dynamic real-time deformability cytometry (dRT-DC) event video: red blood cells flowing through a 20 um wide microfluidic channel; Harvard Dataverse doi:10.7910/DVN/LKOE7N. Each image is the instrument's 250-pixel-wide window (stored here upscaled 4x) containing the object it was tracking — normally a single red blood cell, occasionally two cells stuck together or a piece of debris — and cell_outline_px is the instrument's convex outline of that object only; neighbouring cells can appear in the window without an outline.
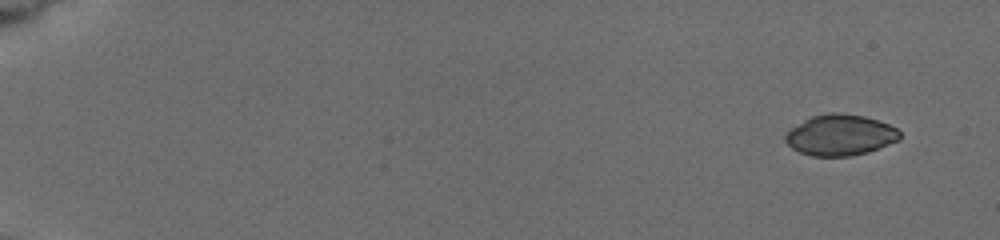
{"species": "common noctule bat (a hibernating species)", "species_latin": "Nyctalus noctula", "temperature_condition": "cold", "stored_images_in_passage": 9, "camera_frame_rate_fps": 3000, "um_per_image_px": 0.085, "animal": {"sex": "female", "body_mass_g": 19.5, "forearm_length_mm": 54.1}, "frame": {"image": 1, "passage_image": 1, "time_ms": 0.0, "image_size_px": [1000, 240], "cell_outline_px": [[900, 140], [868, 152], [852, 156], [812, 156], [800, 152], [792, 148], [784, 140], [784, 136], [792, 128], [804, 120], [812, 116], [828, 112], [836, 112], [864, 116], [888, 124], [896, 128], [900, 132]], "centroid_in_image_um": [71.42, 11.48], "position_along_channel_um": 13.6, "area_um2": 27.22}}
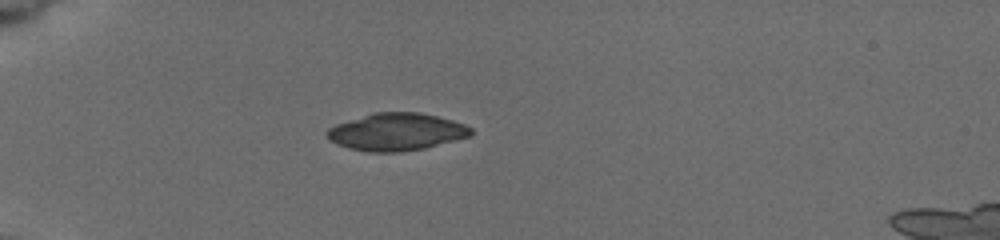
{"frame": {"image": 2, "passage_image": 6, "time_ms": 4.667, "image_size_px": [1000, 240], "cell_outline_px": [[472, 136], [424, 148], [400, 152], [368, 152], [348, 148], [336, 144], [328, 140], [324, 136], [324, 132], [328, 128], [336, 124], [376, 112], [420, 112], [452, 120], [464, 124], [472, 128]], "centroid_in_image_um": [33.67, 11.22], "position_along_channel_um": 51.3, "area_um2": 31.5}}
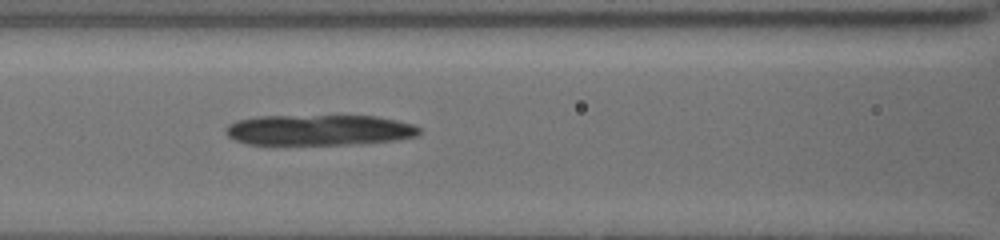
{"frame": {"image": 3, "passage_image": 9, "time_ms": 7.667, "image_size_px": [1000, 240], "cell_outline_px": [[420, 132], [416, 136], [400, 140], [356, 144], [248, 144], [236, 140], [228, 136], [224, 132], [228, 124], [236, 120], [256, 116], [376, 116], [396, 120], [412, 124], [420, 128]], "centroid_in_image_um": [27.13, 11.05], "position_along_channel_um": 139.5, "area_um2": 34.68}}